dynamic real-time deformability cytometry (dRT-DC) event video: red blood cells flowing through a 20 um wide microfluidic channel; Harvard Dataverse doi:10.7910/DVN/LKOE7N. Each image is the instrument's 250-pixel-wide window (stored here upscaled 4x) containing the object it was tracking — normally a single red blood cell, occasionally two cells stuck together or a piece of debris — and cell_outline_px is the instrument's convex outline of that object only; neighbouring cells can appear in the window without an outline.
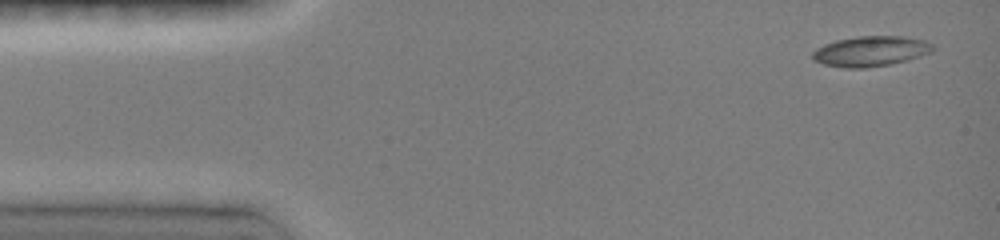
{"species": "common noctule bat (a hibernating species)", "species_latin": "Nyctalus noctula", "temperature_condition": "room temperature", "stored_images_in_passage": 4, "camera_frame_rate_fps": 3000, "um_per_image_px": 0.085, "animal": {"sex": "female", "body_mass_g": 19.0, "forearm_length_mm": 51.5}, "frame": {"image": 1, "passage_image": 1, "time_ms": 0.0, "image_size_px": [1000, 240], "cell_outline_px": [[936, 48], [932, 52], [908, 60], [868, 68], [844, 68], [824, 64], [816, 60], [812, 56], [812, 52], [816, 48], [824, 44], [836, 40], [860, 36], [904, 36], [924, 40], [932, 44]], "centroid_in_image_um": [74.03, 4.35], "position_along_channel_um": 11.0, "area_um2": 21.21}}
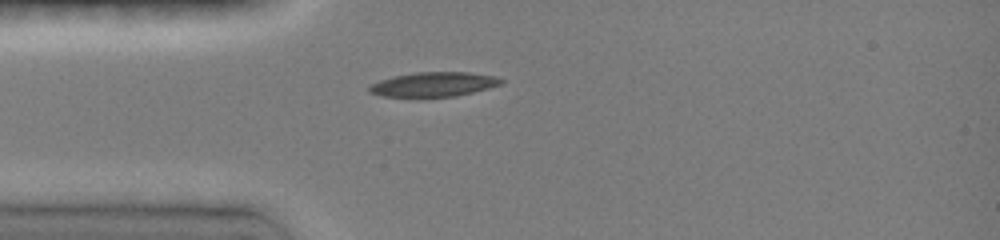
{"frame": {"image": 2, "passage_image": 4, "time_ms": 3.333, "image_size_px": [1000, 240], "cell_outline_px": [[504, 84], [456, 96], [384, 96], [368, 92], [368, 88], [372, 84], [380, 80], [392, 76], [416, 72], [468, 72], [496, 76], [504, 80]], "centroid_in_image_um": [36.9, 7.15], "position_along_channel_um": 48.1, "area_um2": 18.67}}